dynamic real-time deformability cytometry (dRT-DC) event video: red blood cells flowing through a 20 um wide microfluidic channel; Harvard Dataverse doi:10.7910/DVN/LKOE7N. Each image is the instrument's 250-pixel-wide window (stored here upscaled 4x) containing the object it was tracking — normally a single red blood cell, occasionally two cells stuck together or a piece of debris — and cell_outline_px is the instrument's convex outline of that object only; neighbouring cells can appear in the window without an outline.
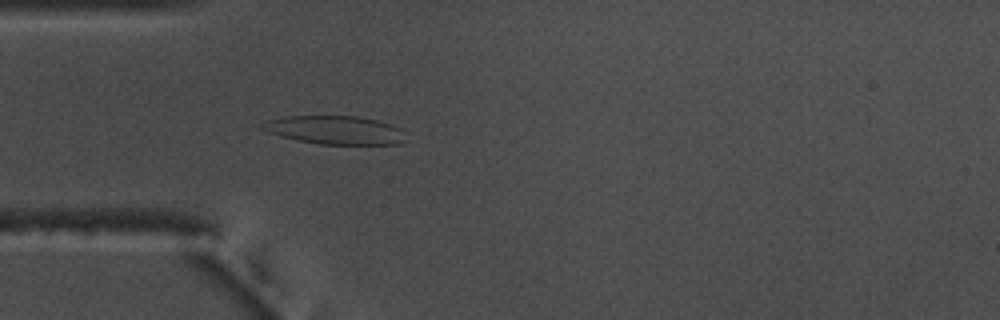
{"species": "common noctule bat (a hibernating species)", "species_latin": "Nyctalus noctula", "temperature_condition": "warm", "stored_images_in_passage": 45, "camera_frame_rate_fps": 3000, "um_per_image_px": 0.085, "animal": {"sex": "male", "body_mass_g": 17.5, "forearm_length_mm": 52.3}, "frame": {"image": 1, "passage_image": 10, "time_ms": 3.0, "image_size_px": [1000, 320], "cell_outline_px": [[408, 140], [400, 144], [320, 144], [300, 140], [268, 132], [260, 128], [260, 124], [268, 120], [284, 116], [356, 116], [376, 120], [400, 128]], "centroid_in_image_um": [28.5, 11.05], "position_along_channel_um": 56.5, "area_um2": 23.58}}
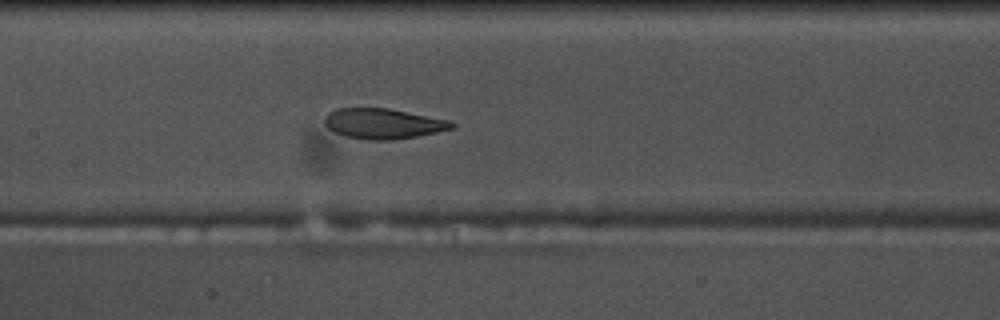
{"frame": {"image": 2, "passage_image": 20, "time_ms": 6.333, "image_size_px": [1000, 320], "cell_outline_px": [[456, 128], [416, 136], [392, 140], [368, 140], [344, 136], [328, 128], [324, 124], [324, 116], [328, 112], [336, 108], [388, 108], [448, 120], [456, 124]], "centroid_in_image_um": [32.54, 10.51], "position_along_channel_um": 174.9, "area_um2": 22.48}}
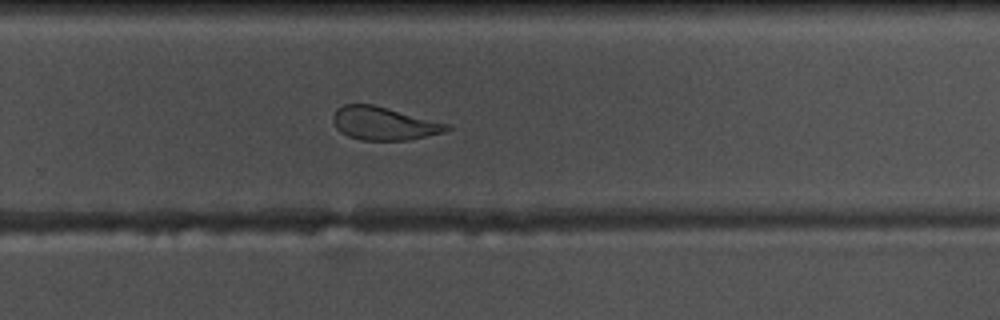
{"frame": {"image": 3, "passage_image": 30, "time_ms": 9.667, "image_size_px": [1000, 320], "cell_outline_px": [[452, 128], [444, 132], [408, 140], [360, 140], [348, 136], [340, 132], [336, 128], [332, 120], [332, 116], [336, 108], [344, 104], [372, 104], [452, 124]], "centroid_in_image_um": [32.63, 10.49], "position_along_channel_um": 297.2, "area_um2": 22.2}, "authors_computed_cell_mechanics": {"area_um2": 23.9292, "velocity_mm_per_s": 3.6817, "shape_relaxation_time_tau1_ms": 7.4424, "shape_relaxation_time_tau2_ms": 2.136, "deformation_change_tau1": 0.2086, "deformation_change_tau2": 0.0928}}